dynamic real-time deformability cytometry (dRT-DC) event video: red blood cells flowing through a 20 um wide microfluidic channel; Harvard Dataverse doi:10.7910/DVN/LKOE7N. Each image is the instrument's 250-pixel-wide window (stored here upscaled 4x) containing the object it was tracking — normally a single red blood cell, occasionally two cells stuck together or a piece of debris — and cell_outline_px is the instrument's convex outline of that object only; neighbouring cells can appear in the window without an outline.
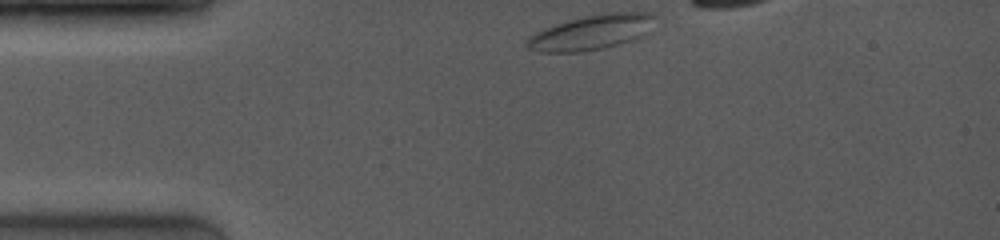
{"species": "common noctule bat (a hibernating species)", "species_latin": "Nyctalus noctula", "temperature_condition": "room temperature", "stored_images_in_passage": 31, "segment_of_instrument_passage": [1, 2], "camera_frame_rate_fps": 4000, "um_per_image_px": 0.085, "animal": {"sex": "female", "body_mass_g": 19.0, "forearm_length_mm": 53.3}, "frame": {"image": 1, "passage_image": 1, "time_ms": 0.0, "image_size_px": [1000, 240], "cell_outline_px": [[656, 20], [648, 32], [640, 36], [604, 48], [580, 52], [540, 52], [524, 48], [524, 40], [528, 36], [536, 32], [556, 24], [588, 16], [608, 12], [652, 12], [656, 16]], "centroid_in_image_um": [50.24, 2.75], "position_along_channel_um": 34.8, "area_um2": 25.89}}
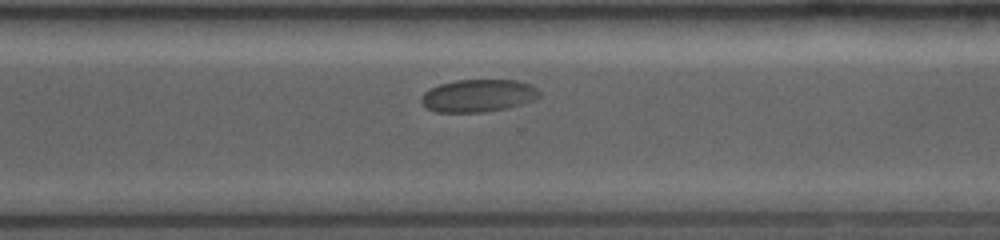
{"frame": {"image": 2, "passage_image": 25, "time_ms": 8.75, "image_size_px": [1000, 240], "cell_outline_px": [[540, 96], [536, 100], [508, 108], [484, 112], [436, 112], [428, 108], [420, 100], [424, 92], [440, 84], [456, 80], [516, 80], [532, 84], [540, 92]], "centroid_in_image_um": [40.7, 8.13], "position_along_channel_um": 329.9, "area_um2": 22.48}}
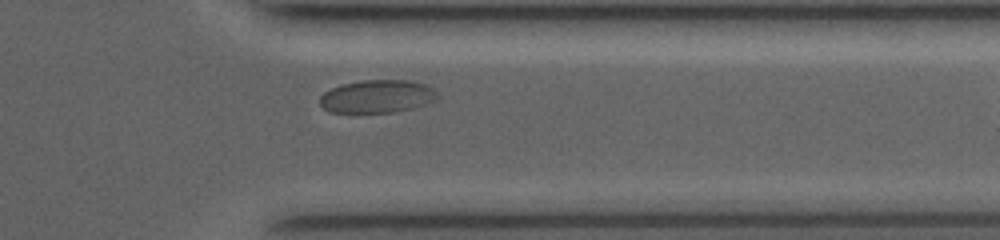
{"frame": {"image": 3, "passage_image": 28, "time_ms": 10.0, "image_size_px": [1000, 240], "cell_outline_px": [[440, 96], [436, 100], [412, 108], [392, 112], [328, 112], [320, 104], [320, 96], [324, 92], [340, 84], [360, 80], [412, 80], [428, 84], [440, 92]], "centroid_in_image_um": [32.11, 8.17], "position_along_channel_um": 379.3, "area_um2": 22.89}}